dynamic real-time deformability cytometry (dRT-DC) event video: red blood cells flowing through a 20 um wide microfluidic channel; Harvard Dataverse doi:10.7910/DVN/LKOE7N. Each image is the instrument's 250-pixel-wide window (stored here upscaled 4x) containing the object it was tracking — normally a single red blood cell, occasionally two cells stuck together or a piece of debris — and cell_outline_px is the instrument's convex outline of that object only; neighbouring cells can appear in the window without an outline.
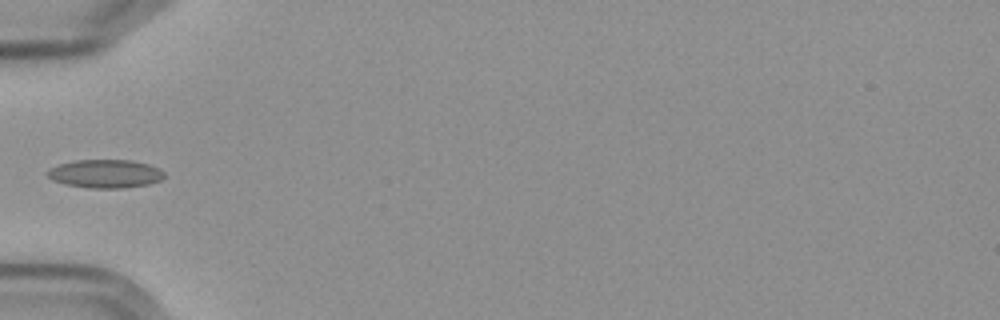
{"species": "Egyptian fruit bat (a non-hibernating species)", "species_latin": "Rousettus aegyptiacus", "temperature_condition": "cold", "stored_images_in_passage": 8, "camera_frame_rate_fps": 3000, "um_per_image_px": 0.085, "frame": {"image": 1, "passage_image": 6, "time_ms": 6.0, "image_size_px": [1000, 320], "cell_outline_px": [[164, 176], [160, 180], [148, 184], [120, 188], [88, 188], [64, 184], [52, 180], [44, 172], [60, 164], [72, 160], [132, 160], [148, 164], [160, 168], [164, 172]], "centroid_in_image_um": [8.93, 14.76], "position_along_channel_um": 76.1, "area_um2": 19.36}}
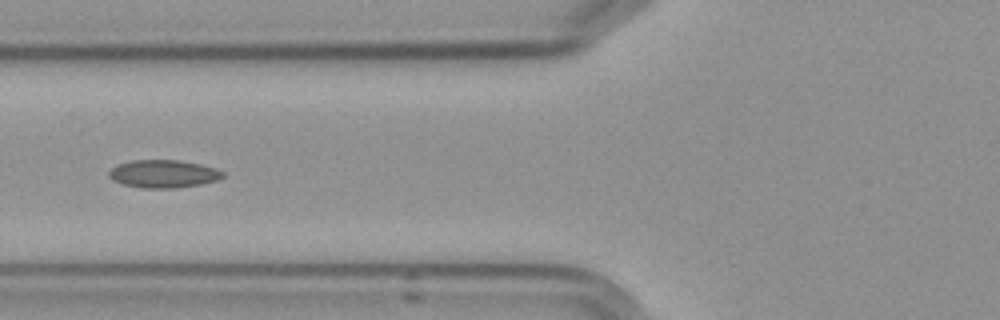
{"frame": {"image": 2, "passage_image": 7, "time_ms": 7.0, "image_size_px": [1000, 320], "cell_outline_px": [[224, 176], [220, 180], [200, 184], [172, 188], [140, 188], [120, 184], [112, 180], [108, 176], [108, 172], [116, 164], [132, 160], [176, 160], [200, 164], [216, 168], [224, 172]], "centroid_in_image_um": [13.86, 14.78], "position_along_channel_um": 111.9, "area_um2": 18.67}}
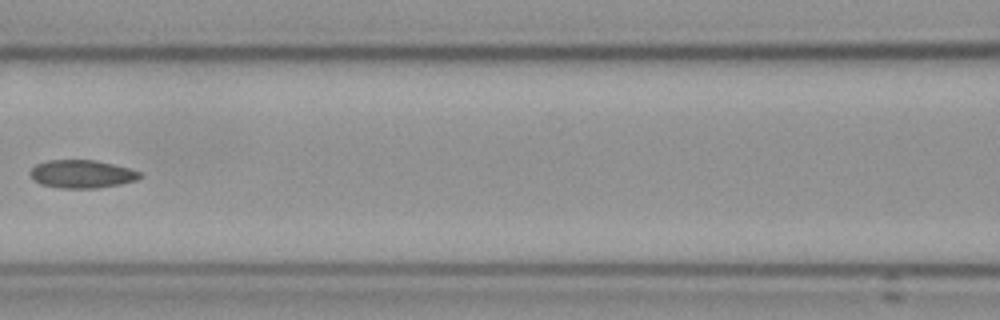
{"frame": {"image": 3, "passage_image": 8, "time_ms": 8.333, "image_size_px": [1000, 320], "cell_outline_px": [[140, 176], [136, 180], [120, 184], [96, 188], [60, 188], [40, 184], [32, 180], [28, 172], [36, 164], [48, 160], [96, 160], [128, 168], [140, 172]], "centroid_in_image_um": [6.89, 14.79], "position_along_channel_um": 159.7, "area_um2": 17.92}}